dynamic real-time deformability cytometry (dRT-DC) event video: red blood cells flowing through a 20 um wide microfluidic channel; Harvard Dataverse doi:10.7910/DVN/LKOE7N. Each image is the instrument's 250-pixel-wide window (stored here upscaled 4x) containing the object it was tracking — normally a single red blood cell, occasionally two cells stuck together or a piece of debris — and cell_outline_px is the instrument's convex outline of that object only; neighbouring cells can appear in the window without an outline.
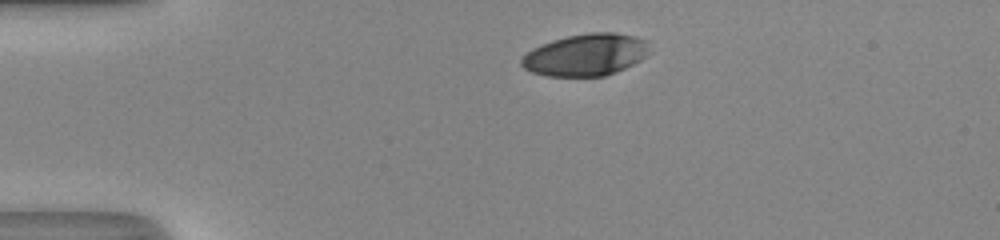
{"species": "human", "species_latin": "Homo sapiens", "temperature_condition": "room temperature", "stored_images_in_passage": 33, "camera_frame_rate_fps": 3000, "um_per_image_px": 0.085, "donor": {"sex": "male"}, "frame": {"image": 1, "passage_image": 1, "time_ms": 0.0, "image_size_px": [1000, 240], "cell_outline_px": [[620, 36], [616, 68], [608, 72], [592, 76], [564, 76], [544, 72], [536, 52], [540, 48], [560, 40], [576, 36]], "centroid_in_image_um": [49.33, 4.75], "position_along_channel_um": 35.7, "area_um2": 20.11}}
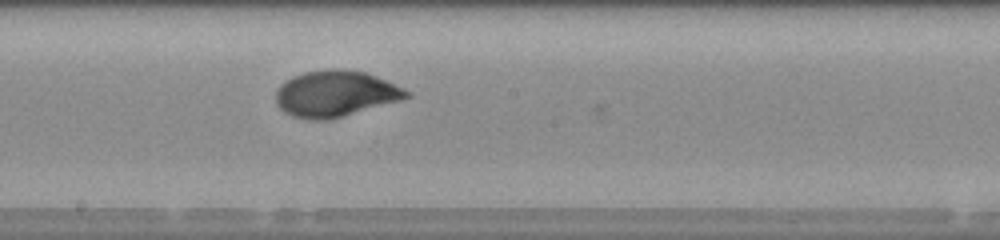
{"frame": {"image": 2, "passage_image": 18, "time_ms": 5.667, "image_size_px": [1000, 240], "cell_outline_px": [[400, 96], [340, 112], [300, 112], [288, 104], [284, 100], [284, 92], [348, 76], [364, 76], [384, 84], [400, 92]], "centroid_in_image_um": [28.85, 8.07], "position_along_channel_um": 219.4, "area_um2": 20.4}}
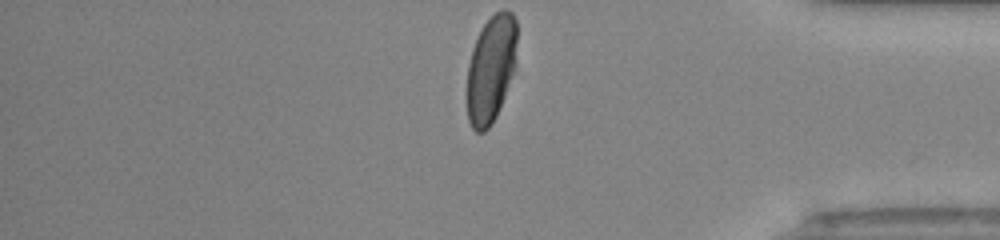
{"frame": {"image": 3, "passage_image": 32, "time_ms": 10.333, "image_size_px": [1000, 240], "cell_outline_px": [[516, 32], [512, 60], [500, 100], [496, 112], [488, 124], [484, 128], [476, 128], [472, 124], [468, 108], [468, 80], [472, 56], [476, 44], [484, 28], [488, 24], [508, 16], [512, 20], [516, 28]], "centroid_in_image_um": [41.66, 5.96], "position_along_channel_um": 393.5, "area_um2": 25.84}}